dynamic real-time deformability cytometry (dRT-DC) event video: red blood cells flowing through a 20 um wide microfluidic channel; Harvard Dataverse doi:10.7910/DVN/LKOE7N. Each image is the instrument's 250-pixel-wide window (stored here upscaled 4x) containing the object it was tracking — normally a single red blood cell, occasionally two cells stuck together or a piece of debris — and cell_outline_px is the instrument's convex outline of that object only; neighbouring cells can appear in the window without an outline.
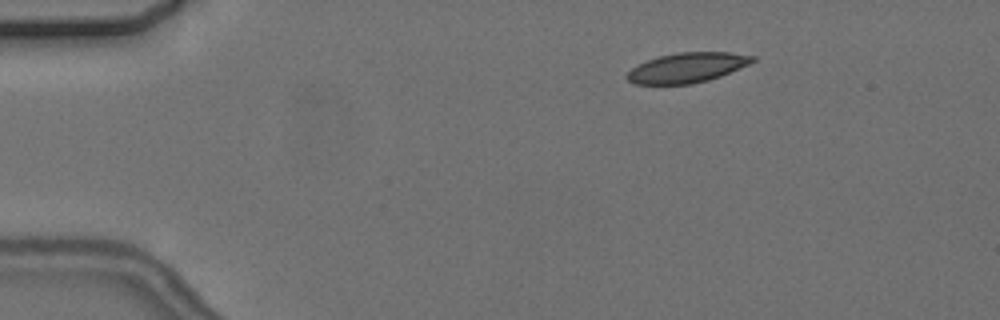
{"species": "common noctule bat (a hibernating species)", "species_latin": "Nyctalus noctula", "temperature_condition": "cold", "stored_images_in_passage": 3, "camera_frame_rate_fps": 3000, "um_per_image_px": 0.085, "animal": {"sex": "female", "body_mass_g": 24.6, "forearm_length_mm": 56.2}, "frame": {"image": 1, "passage_image": 3, "time_ms": 3.333, "image_size_px": [1000, 320], "cell_outline_px": [[756, 60], [748, 64], [720, 76], [708, 80], [692, 84], [636, 84], [628, 80], [624, 76], [636, 64], [660, 56], [676, 52], [732, 52], [756, 56]], "centroid_in_image_um": [58.39, 5.74], "position_along_channel_um": 26.6, "area_um2": 21.85}}